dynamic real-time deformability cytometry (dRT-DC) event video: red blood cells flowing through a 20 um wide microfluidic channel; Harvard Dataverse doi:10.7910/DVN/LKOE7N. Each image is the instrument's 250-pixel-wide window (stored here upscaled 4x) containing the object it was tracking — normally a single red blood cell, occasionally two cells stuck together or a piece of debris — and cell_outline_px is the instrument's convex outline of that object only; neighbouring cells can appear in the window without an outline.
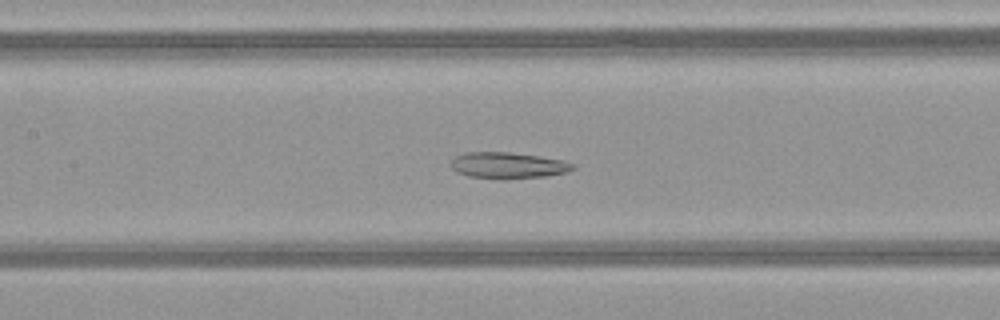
{"species": "common noctule bat (a hibernating species)", "species_latin": "Nyctalus noctula", "temperature_condition": "warm", "stored_images_in_passage": 39, "camera_frame_rate_fps": 3000, "um_per_image_px": 0.085, "animal": {"sex": "female", "body_mass_g": 21.9}, "frame": {"image": 1, "passage_image": 13, "time_ms": 4.0, "image_size_px": [1000, 320], "cell_outline_px": [[576, 168], [568, 172], [544, 176], [468, 176], [456, 172], [452, 168], [452, 160], [456, 156], [468, 152], [508, 152], [536, 156], [560, 160], [576, 164]], "centroid_in_image_um": [43.2, 14.01], "position_along_channel_um": 164.2, "area_um2": 17.51}}
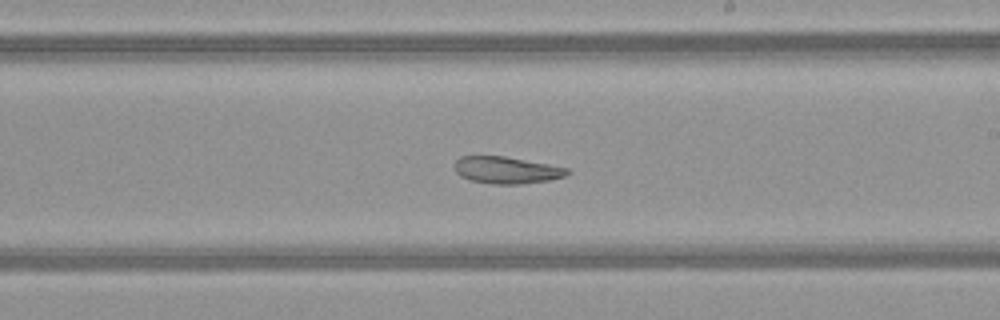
{"frame": {"image": 2, "passage_image": 19, "time_ms": 6.0, "image_size_px": [1000, 320], "cell_outline_px": [[572, 172], [564, 176], [548, 180], [520, 184], [492, 184], [472, 180], [460, 176], [456, 172], [452, 164], [460, 156], [504, 156], [548, 164], [568, 168]], "centroid_in_image_um": [43.03, 14.45], "position_along_channel_um": 246.0, "area_um2": 17.69}}
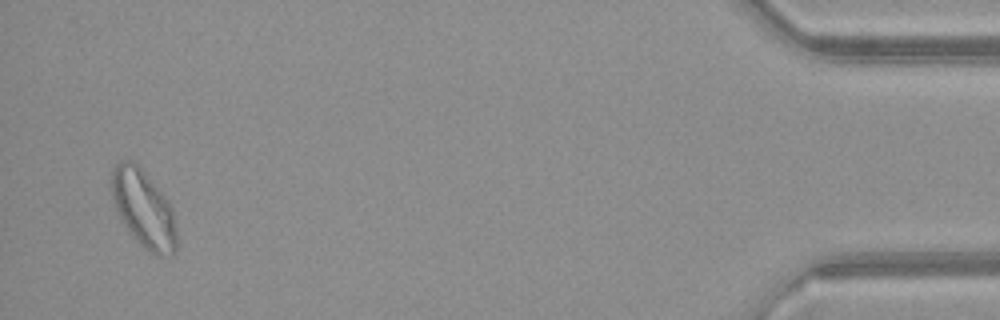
{"frame": {"image": 3, "passage_image": 38, "time_ms": 12.333, "image_size_px": [1000, 320], "cell_outline_px": [[176, 252], [168, 256], [160, 256], [148, 252], [140, 244], [120, 220], [112, 200], [108, 180], [112, 168], [120, 160], [132, 160], [140, 164], [168, 200], [172, 208], [176, 228]], "centroid_in_image_um": [12.16, 17.68], "position_along_channel_um": 423.0, "area_um2": 30.23}, "authors_computed_cell_mechanics": {"area_um2": 21.0392, "velocity_mm_per_s": 4.1115, "shape_relaxation_time_tau1_ms": null, "shape_relaxation_time_tau2_ms": 2.3069, "deformation_change_tau1": null, "deformation_change_tau2": 0.078}}